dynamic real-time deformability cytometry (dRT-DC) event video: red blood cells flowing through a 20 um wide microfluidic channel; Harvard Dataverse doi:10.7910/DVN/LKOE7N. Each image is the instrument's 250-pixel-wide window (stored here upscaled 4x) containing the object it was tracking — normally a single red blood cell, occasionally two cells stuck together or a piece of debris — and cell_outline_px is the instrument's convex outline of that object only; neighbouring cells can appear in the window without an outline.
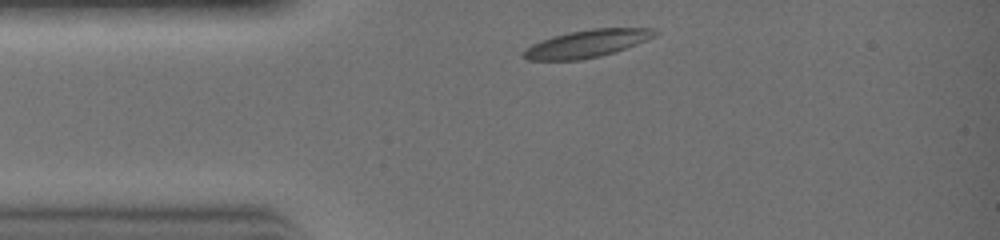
{"species": "common noctule bat (a hibernating species)", "species_latin": "Nyctalus noctula", "temperature_condition": "warm", "stored_images_in_passage": 3, "camera_frame_rate_fps": 3000, "um_per_image_px": 0.085, "animal": {"sex": "female", "body_mass_g": 19.0, "forearm_length_mm": 51.5}, "frame": {"image": 1, "passage_image": 1, "time_ms": 0.0, "image_size_px": [1000, 240], "cell_outline_px": [[660, 32], [656, 36], [636, 44], [600, 56], [580, 60], [528, 60], [524, 56], [524, 52], [532, 44], [552, 36], [568, 32], [592, 28], [656, 28]], "centroid_in_image_um": [49.94, 3.69], "position_along_channel_um": 35.1, "area_um2": 20.87}}